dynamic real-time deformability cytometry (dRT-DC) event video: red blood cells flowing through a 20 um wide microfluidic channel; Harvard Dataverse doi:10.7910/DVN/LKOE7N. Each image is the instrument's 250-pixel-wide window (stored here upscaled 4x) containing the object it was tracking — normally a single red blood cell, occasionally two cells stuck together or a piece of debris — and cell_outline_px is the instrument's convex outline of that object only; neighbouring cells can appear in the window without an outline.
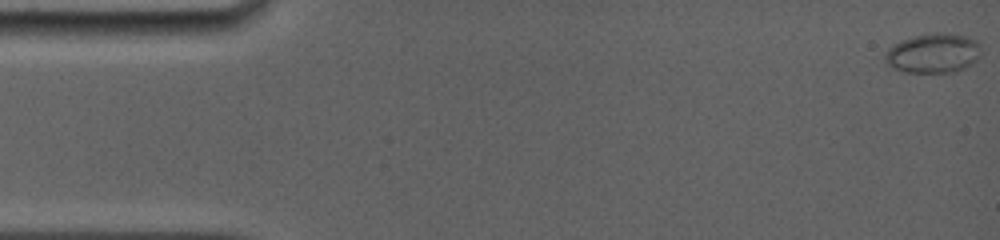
{"species": "common noctule bat (a hibernating species)", "species_latin": "Nyctalus noctula", "temperature_condition": "room temperature", "stored_images_in_passage": 39, "camera_frame_rate_fps": 5000, "um_per_image_px": 0.085, "animal": {"sex": "female", "body_mass_g": 19.0, "forearm_length_mm": 56.7}, "frame": {"image": 1, "passage_image": 1, "time_ms": 0.0, "image_size_px": [1000, 240], "cell_outline_px": [[980, 48], [976, 60], [964, 68], [952, 72], [904, 72], [892, 68], [888, 64], [884, 56], [884, 52], [892, 44], [912, 36], [932, 32], [944, 32], [964, 36], [976, 40]], "centroid_in_image_um": [79.26, 4.51], "position_along_channel_um": 5.7, "area_um2": 22.14}}
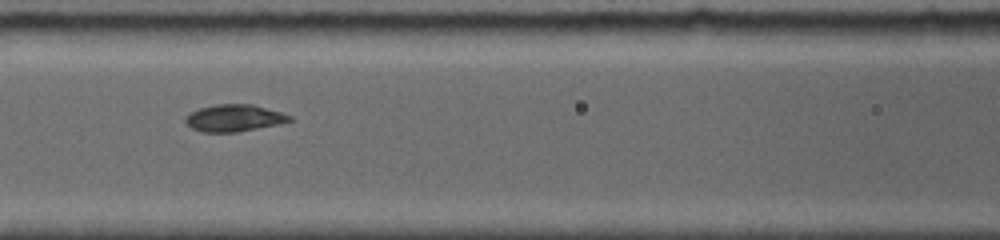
{"frame": {"image": 2, "passage_image": 18, "time_ms": 7.0, "image_size_px": [1000, 240], "cell_outline_px": [[296, 120], [280, 124], [236, 132], [200, 132], [192, 128], [184, 120], [184, 116], [200, 108], [216, 104], [252, 104], [280, 112], [292, 116]], "centroid_in_image_um": [19.92, 10.03], "position_along_channel_um": 146.7, "area_um2": 16.42}}
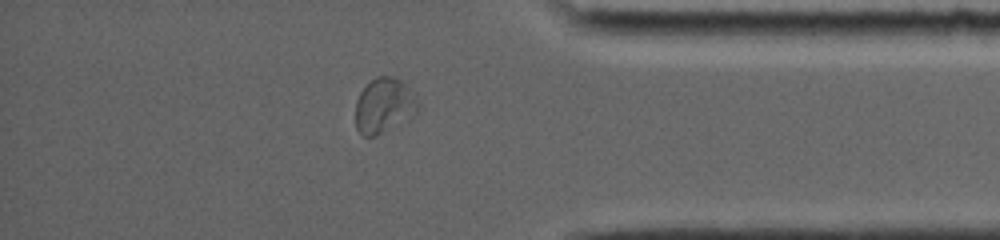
{"frame": {"image": 3, "passage_image": 34, "time_ms": 13.8, "image_size_px": [1000, 240], "cell_outline_px": [[420, 104], [416, 112], [412, 116], [376, 136], [360, 136], [356, 128], [356, 100], [360, 92], [376, 76], [396, 76], [408, 88]], "centroid_in_image_um": [32.62, 8.98], "position_along_channel_um": 402.6, "area_um2": 19.83}, "authors_computed_cell_mechanics": {"area_um2": 17.4556, "velocity_mm_per_s": 3.8851, "shape_relaxation_time_tau1_ms": null, "shape_relaxation_time_tau2_ms": 0.7147, "deformation_change_tau1": null, "deformation_change_tau2": 0.0477}}